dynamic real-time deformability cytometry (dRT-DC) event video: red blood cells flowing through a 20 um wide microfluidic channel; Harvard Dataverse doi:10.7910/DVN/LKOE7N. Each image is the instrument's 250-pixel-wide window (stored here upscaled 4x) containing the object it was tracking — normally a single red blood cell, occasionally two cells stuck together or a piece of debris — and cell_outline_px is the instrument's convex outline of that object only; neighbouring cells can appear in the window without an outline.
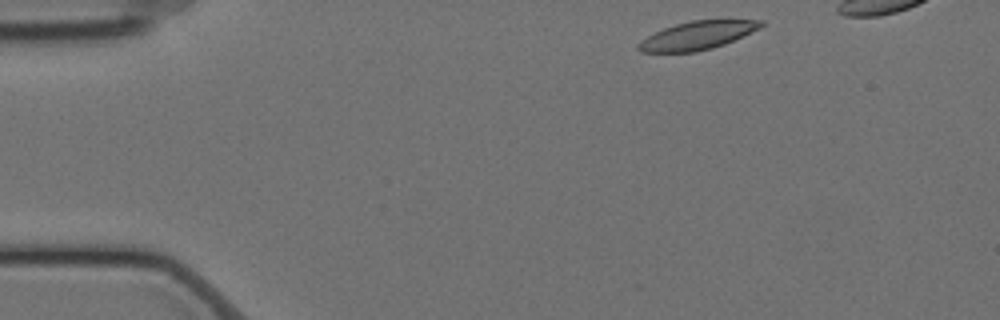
{"species": "Egyptian fruit bat (a non-hibernating species)", "species_latin": "Rousettus aegyptiacus", "temperature_condition": "cold", "stored_images_in_passage": 15, "camera_frame_rate_fps": 3000, "um_per_image_px": 0.085, "animal": {"sex": "female"}, "frame": {"image": 1, "passage_image": 1, "time_ms": 0.0, "image_size_px": [1000, 320], "cell_outline_px": [[764, 24], [760, 28], [724, 44], [712, 48], [696, 52], [640, 52], [636, 48], [636, 44], [640, 40], [664, 28], [676, 24], [692, 20], [764, 20]], "centroid_in_image_um": [59.24, 3.02], "position_along_channel_um": 25.8, "area_um2": 20.06}}
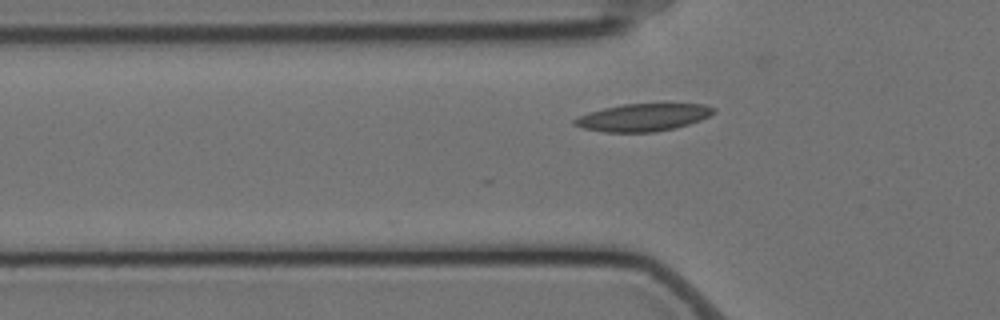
{"frame": {"image": 2, "passage_image": 11, "time_ms": 3.333, "image_size_px": [1000, 320], "cell_outline_px": [[716, 112], [700, 120], [676, 128], [656, 132], [604, 132], [584, 128], [572, 124], [572, 120], [576, 116], [604, 108], [624, 104], [704, 104], [716, 108]], "centroid_in_image_um": [54.65, 9.98], "position_along_channel_um": 71.1, "area_um2": 22.31}}
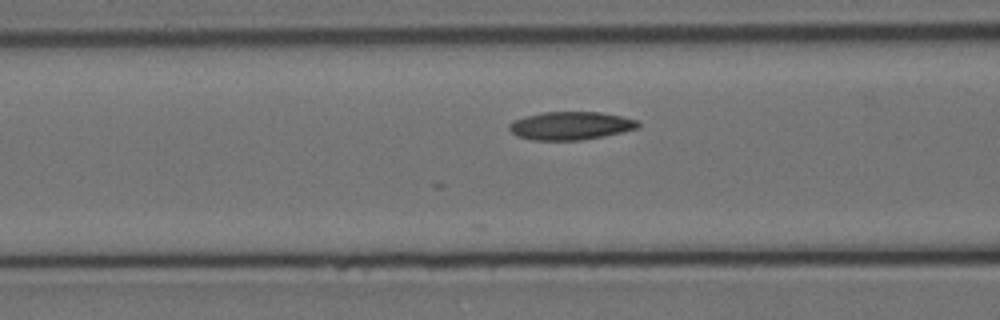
{"frame": {"image": 3, "passage_image": 15, "time_ms": 4.667, "image_size_px": [1000, 320], "cell_outline_px": [[640, 128], [604, 136], [580, 140], [532, 140], [516, 136], [508, 128], [508, 124], [512, 120], [544, 112], [600, 112], [620, 116], [636, 120], [640, 124]], "centroid_in_image_um": [48.49, 10.69], "position_along_channel_um": 118.1, "area_um2": 21.1}}